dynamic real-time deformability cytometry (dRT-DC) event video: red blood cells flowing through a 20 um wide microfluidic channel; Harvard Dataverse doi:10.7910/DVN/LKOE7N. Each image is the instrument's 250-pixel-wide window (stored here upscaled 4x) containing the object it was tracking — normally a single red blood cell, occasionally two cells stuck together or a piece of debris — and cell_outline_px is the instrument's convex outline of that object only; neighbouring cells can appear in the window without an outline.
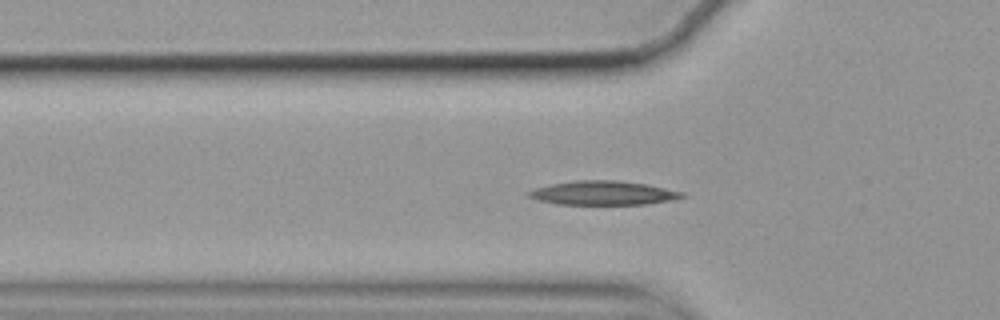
{"species": "common noctule bat (a hibernating species)", "species_latin": "Nyctalus noctula", "temperature_condition": "cold", "stored_images_in_passage": 54, "camera_frame_rate_fps": 3000, "um_per_image_px": 0.085, "animal": {"sex": "female", "body_mass_g": 19.9}, "frame": {"image": 1, "passage_image": 15, "time_ms": 4.667, "image_size_px": [1000, 320], "cell_outline_px": [[684, 196], [672, 200], [644, 204], [556, 204], [536, 200], [528, 196], [528, 192], [536, 188], [552, 184], [576, 180], [616, 180], [644, 184], [684, 192]], "centroid_in_image_um": [51.24, 16.4], "position_along_channel_um": 74.6, "area_um2": 21.15}}
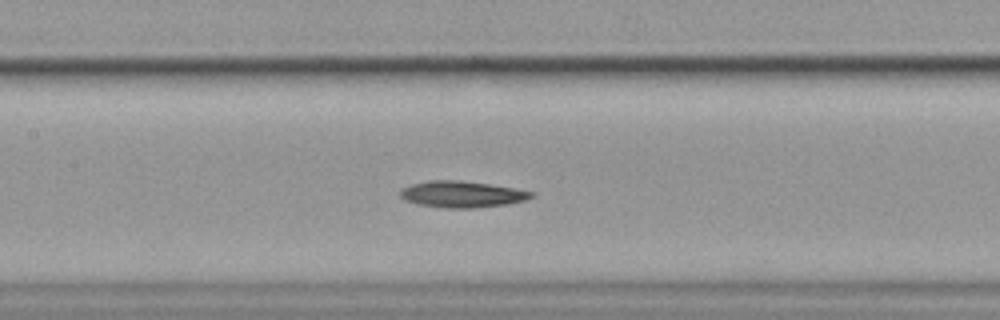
{"frame": {"image": 2, "passage_image": 23, "time_ms": 7.333, "image_size_px": [1000, 320], "cell_outline_px": [[536, 196], [528, 200], [508, 204], [476, 208], [444, 208], [416, 204], [404, 200], [400, 196], [400, 192], [404, 188], [412, 184], [428, 180], [460, 180], [488, 184], [536, 192]], "centroid_in_image_um": [39.3, 16.52], "position_along_channel_um": 168.1, "area_um2": 20.35}}
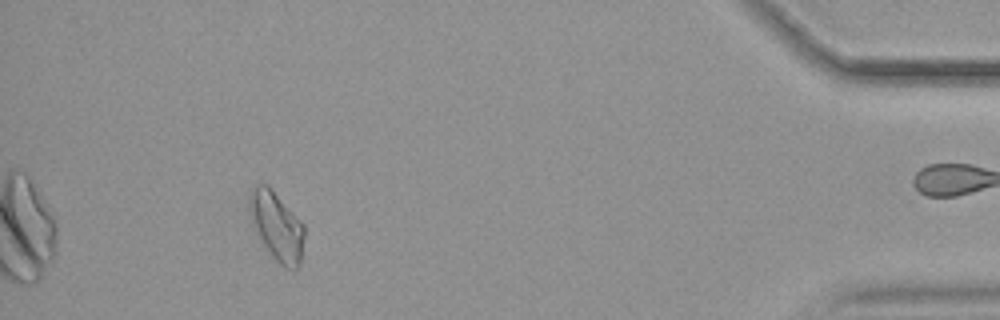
{"frame": {"image": 3, "passage_image": 49, "time_ms": 16.0, "image_size_px": [1000, 320], "cell_outline_px": [[304, 236], [300, 264], [296, 268], [284, 268], [264, 248], [256, 236], [252, 228], [248, 208], [248, 192], [252, 184], [268, 184], [304, 224]], "centroid_in_image_um": [23.45, 19.18], "position_along_channel_um": 411.7, "area_um2": 22.66}, "authors_computed_cell_mechanics": {"area_um2": 19.941, "velocity_mm_per_s": 3.4919, "shape_relaxation_time_tau1_ms": 4.5121, "shape_relaxation_time_tau2_ms": null, "deformation_change_tau1": 0.1253, "deformation_change_tau2": null}}